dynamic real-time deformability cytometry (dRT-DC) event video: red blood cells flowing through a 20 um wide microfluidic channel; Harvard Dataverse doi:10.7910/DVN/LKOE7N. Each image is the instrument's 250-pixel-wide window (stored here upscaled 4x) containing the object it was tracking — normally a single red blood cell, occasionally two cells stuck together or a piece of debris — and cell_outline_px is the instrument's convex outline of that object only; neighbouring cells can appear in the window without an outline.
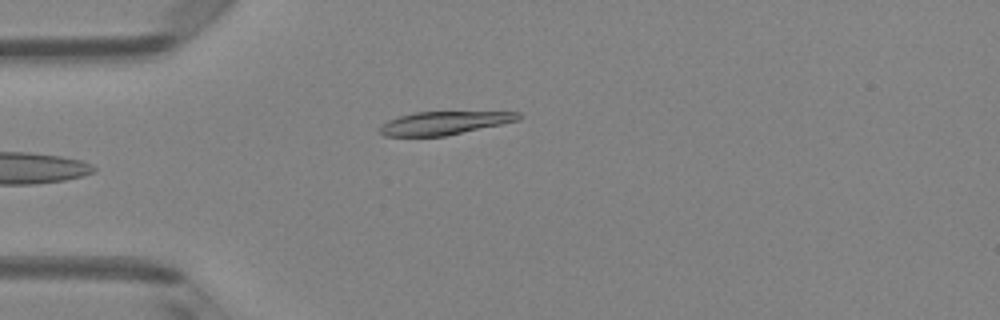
{"species": "Egyptian fruit bat (a non-hibernating species)", "species_latin": "Rousettus aegyptiacus", "temperature_condition": "room temperature", "stored_images_in_passage": 5, "camera_frame_rate_fps": 3000, "um_per_image_px": 0.085, "animal": {"sex": "female"}, "frame": {"image": 1, "passage_image": 5, "time_ms": 1.333, "image_size_px": [1000, 320], "cell_outline_px": [[520, 120], [444, 136], [384, 136], [380, 132], [380, 124], [388, 120], [400, 116], [416, 112], [520, 112]], "centroid_in_image_um": [37.73, 10.45], "position_along_channel_um": 47.3, "area_um2": 18.5}}